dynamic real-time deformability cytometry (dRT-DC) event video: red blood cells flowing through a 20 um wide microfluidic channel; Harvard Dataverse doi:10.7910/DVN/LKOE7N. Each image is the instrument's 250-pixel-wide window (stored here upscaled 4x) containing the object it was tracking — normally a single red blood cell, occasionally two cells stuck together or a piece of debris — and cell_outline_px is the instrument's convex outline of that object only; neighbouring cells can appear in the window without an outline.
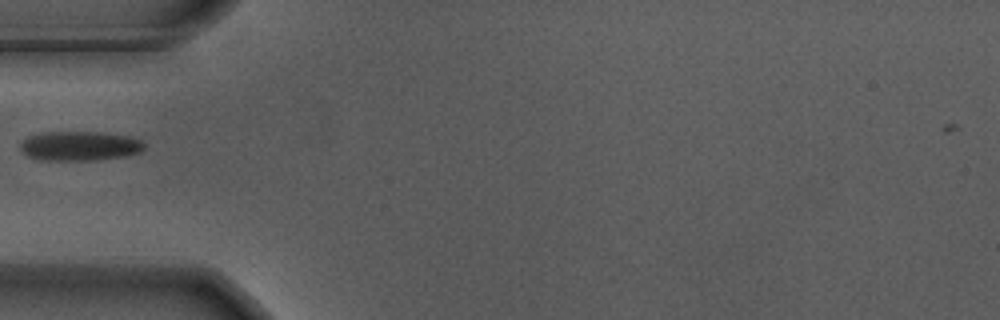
{"species": "Egyptian fruit bat (a non-hibernating species)", "species_latin": "Rousettus aegyptiacus", "temperature_condition": "warm", "stored_images_in_passage": 38, "camera_frame_rate_fps": 3000, "um_per_image_px": 0.085, "animal": {"sex": "male"}, "frame": {"image": 1, "passage_image": 1, "time_ms": 0.0, "image_size_px": [1000, 320], "cell_outline_px": [[144, 148], [140, 152], [124, 156], [92, 160], [36, 160], [28, 156], [20, 148], [20, 144], [28, 136], [44, 132], [96, 132], [128, 136], [140, 140], [144, 144]], "centroid_in_image_um": [6.74, 12.41], "position_along_channel_um": 78.3, "area_um2": 21.1}}
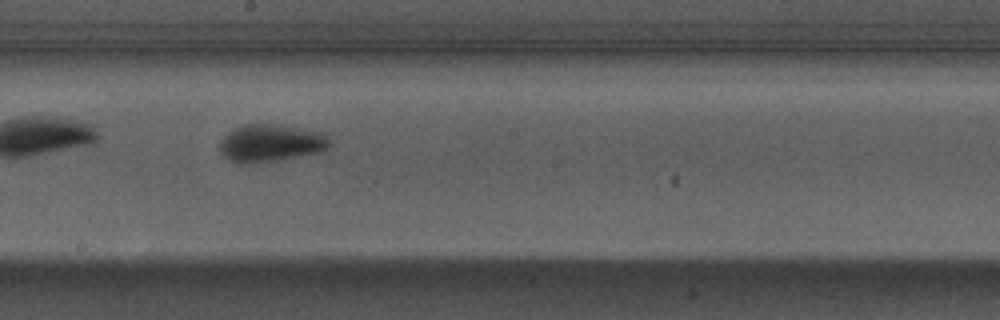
{"frame": {"image": 2, "passage_image": 13, "time_ms": 4.0, "image_size_px": [1000, 320], "cell_outline_px": [[328, 148], [320, 152], [300, 156], [248, 164], [240, 164], [224, 156], [220, 152], [220, 140], [228, 132], [244, 124], [272, 124], [320, 132], [328, 140]], "centroid_in_image_um": [22.95, 12.17], "position_along_channel_um": 225.2, "area_um2": 23.47}}
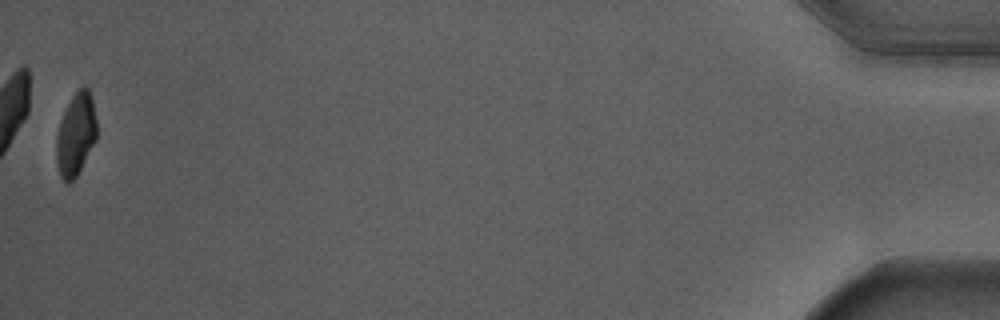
{"frame": {"image": 3, "passage_image": 38, "time_ms": 12.333, "image_size_px": [1000, 320], "cell_outline_px": [[96, 140], [76, 176], [68, 184], [60, 176], [56, 164], [56, 136], [60, 120], [72, 96], [84, 84], [88, 88], [92, 100], [96, 120]], "centroid_in_image_um": [6.43, 11.43], "position_along_channel_um": 428.8, "area_um2": 19.31}}